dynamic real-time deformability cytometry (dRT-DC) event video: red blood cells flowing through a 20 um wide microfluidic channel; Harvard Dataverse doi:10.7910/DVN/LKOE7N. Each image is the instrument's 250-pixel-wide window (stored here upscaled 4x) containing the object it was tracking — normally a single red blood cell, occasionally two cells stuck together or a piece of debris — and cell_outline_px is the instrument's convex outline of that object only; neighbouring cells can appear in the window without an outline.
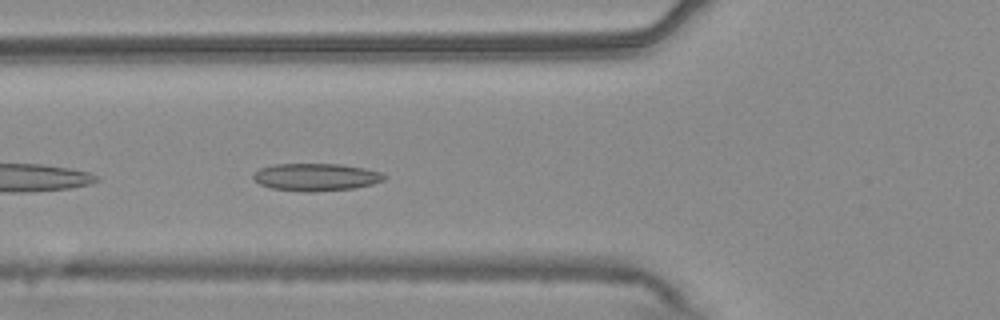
{"species": "common noctule bat (a hibernating species)", "species_latin": "Nyctalus noctula", "temperature_condition": "warm", "stored_images_in_passage": 21, "camera_frame_rate_fps": 3000, "um_per_image_px": 0.085, "animal": {"sex": "male", "body_mass_g": 20.4}, "frame": {"image": 1, "passage_image": 4, "time_ms": 1.0, "image_size_px": [1000, 320], "cell_outline_px": [[388, 176], [384, 180], [372, 184], [356, 188], [312, 192], [304, 192], [272, 188], [260, 184], [252, 180], [252, 176], [260, 168], [276, 164], [340, 164], [364, 168], [380, 172]], "centroid_in_image_um": [26.86, 15.06], "position_along_channel_um": 98.9, "area_um2": 21.04}}